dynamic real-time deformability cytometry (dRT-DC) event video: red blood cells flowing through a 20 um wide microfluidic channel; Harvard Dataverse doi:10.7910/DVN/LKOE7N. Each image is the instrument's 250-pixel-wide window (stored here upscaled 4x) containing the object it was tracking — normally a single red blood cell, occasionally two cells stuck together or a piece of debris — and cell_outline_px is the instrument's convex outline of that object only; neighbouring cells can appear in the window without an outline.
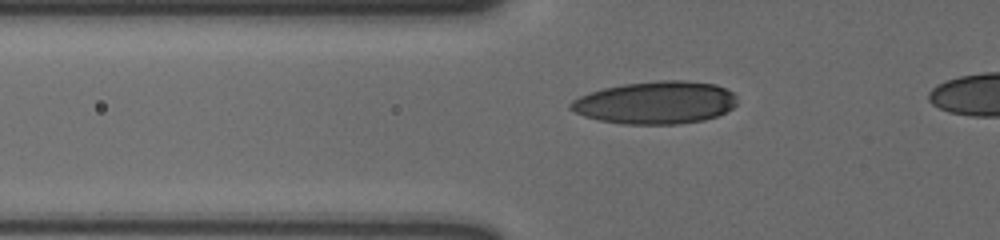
{"species": "human", "species_latin": "Homo sapiens", "temperature_condition": "cold", "stored_images_in_passage": 13, "camera_frame_rate_fps": 3000, "um_per_image_px": 0.085, "donor": {"sex": "male"}, "frame": {"image": 1, "passage_image": 8, "time_ms": 2.333, "image_size_px": [1000, 240], "cell_outline_px": [[736, 104], [732, 108], [716, 116], [704, 120], [676, 124], [624, 124], [600, 120], [584, 116], [568, 108], [568, 104], [572, 100], [580, 96], [604, 88], [624, 84], [660, 80], [688, 80], [716, 84], [732, 92], [736, 96]], "centroid_in_image_um": [55.73, 8.72], "position_along_channel_um": 70.1, "area_um2": 41.27}}
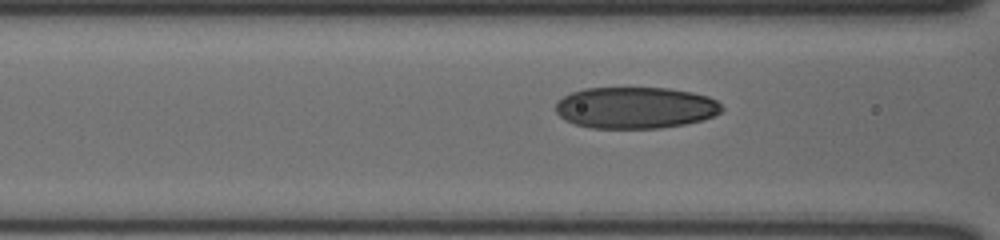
{"frame": {"image": 2, "passage_image": 11, "time_ms": 3.333, "image_size_px": [1000, 240], "cell_outline_px": [[724, 108], [720, 112], [704, 120], [684, 124], [660, 128], [592, 128], [576, 124], [564, 120], [556, 112], [556, 100], [572, 92], [584, 88], [668, 88], [692, 92], [708, 96], [716, 100]], "centroid_in_image_um": [54.0, 9.15], "position_along_channel_um": 112.6, "area_um2": 40.34}}